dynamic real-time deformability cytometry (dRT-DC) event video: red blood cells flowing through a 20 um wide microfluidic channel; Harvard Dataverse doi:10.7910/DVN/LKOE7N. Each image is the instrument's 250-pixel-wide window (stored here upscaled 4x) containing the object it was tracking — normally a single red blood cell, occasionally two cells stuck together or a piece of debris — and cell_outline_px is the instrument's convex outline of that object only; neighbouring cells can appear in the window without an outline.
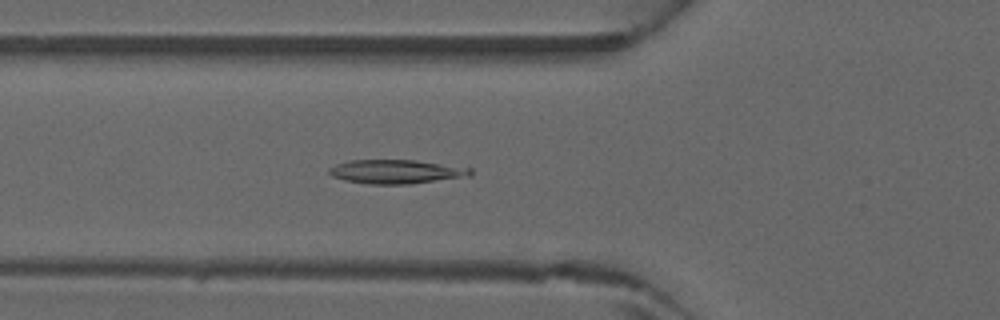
{"species": "common noctule bat (a hibernating species)", "species_latin": "Nyctalus noctula", "temperature_condition": "warm", "stored_images_in_passage": 45, "camera_frame_rate_fps": 3000, "um_per_image_px": 0.085, "animal": {"sex": "male", "forearm_length_mm": 52.5}, "frame": {"image": 1, "passage_image": 16, "time_ms": 5.0, "image_size_px": [1000, 320], "cell_outline_px": [[472, 176], [412, 184], [368, 184], [344, 180], [332, 176], [328, 172], [328, 168], [336, 164], [352, 160], [416, 160], [472, 168]], "centroid_in_image_um": [33.7, 14.59], "position_along_channel_um": 92.1, "area_um2": 19.88}}
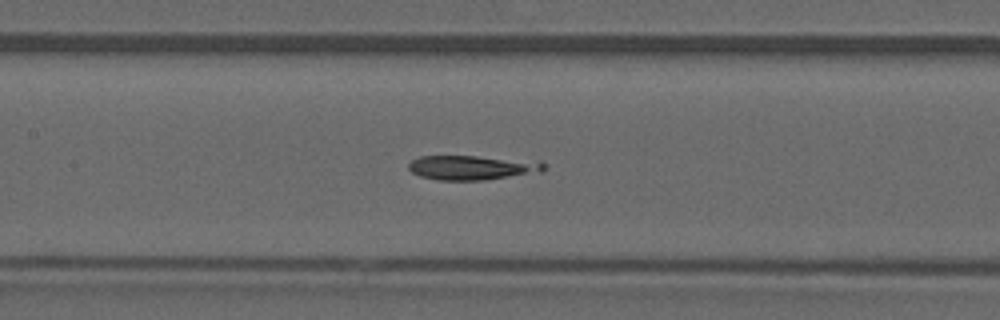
{"frame": {"image": 2, "passage_image": 21, "time_ms": 6.667, "image_size_px": [1000, 320], "cell_outline_px": [[544, 172], [484, 180], [436, 180], [420, 176], [412, 172], [408, 168], [408, 164], [412, 160], [420, 156], [476, 156], [540, 160], [544, 164]], "centroid_in_image_um": [40.18, 14.24], "position_along_channel_um": 167.2, "area_um2": 19.59}}
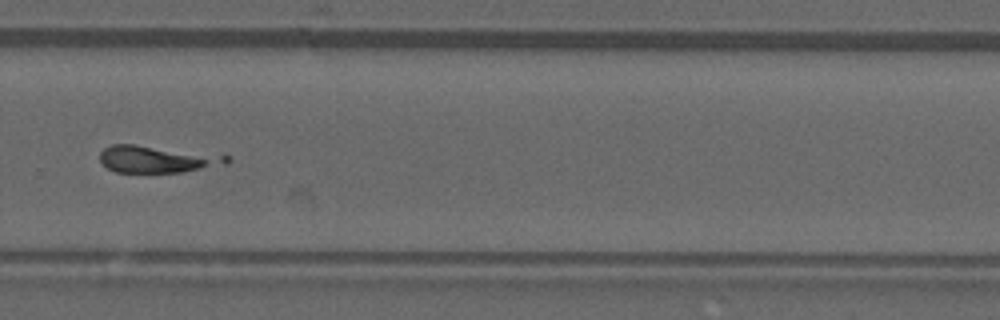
{"frame": {"image": 3, "passage_image": 31, "time_ms": 10.0, "image_size_px": [1000, 320], "cell_outline_px": [[228, 164], [184, 172], [116, 172], [108, 168], [100, 160], [100, 152], [104, 148], [112, 144], [132, 144], [224, 152], [228, 156]], "centroid_in_image_um": [13.5, 13.49], "position_along_channel_um": 316.3, "area_um2": 20.81}}